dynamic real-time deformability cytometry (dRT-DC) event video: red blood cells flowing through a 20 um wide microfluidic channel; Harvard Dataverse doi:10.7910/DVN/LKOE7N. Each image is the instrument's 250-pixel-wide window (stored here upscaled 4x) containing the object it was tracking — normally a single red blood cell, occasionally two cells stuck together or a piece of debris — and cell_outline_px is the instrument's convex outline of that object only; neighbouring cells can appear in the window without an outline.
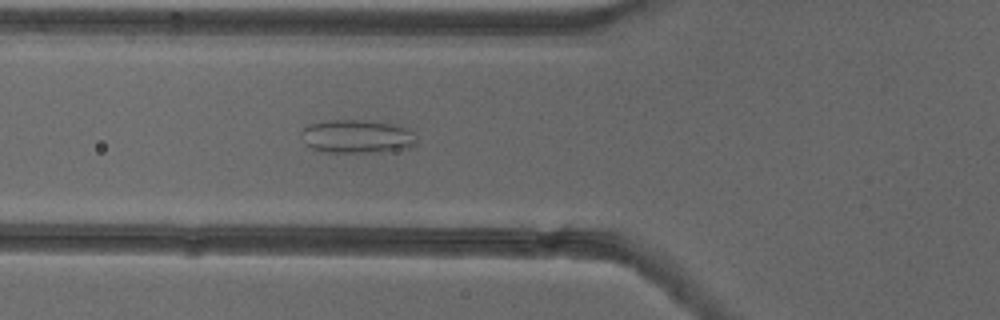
{"species": "common noctule bat (a hibernating species)", "species_latin": "Nyctalus noctula", "temperature_condition": "cold", "stored_images_in_passage": 53, "camera_frame_rate_fps": 3000, "um_per_image_px": 0.085, "animal": {"sex": "female"}, "frame": {"image": 1, "passage_image": 20, "time_ms": 6.333, "image_size_px": [1000, 320], "cell_outline_px": [[416, 144], [408, 148], [380, 152], [320, 152], [308, 148], [304, 144], [300, 132], [308, 124], [328, 120], [364, 120], [392, 124], [408, 128], [412, 132], [416, 140]], "centroid_in_image_um": [30.29, 11.61], "position_along_channel_um": 95.5, "area_um2": 22.72}}
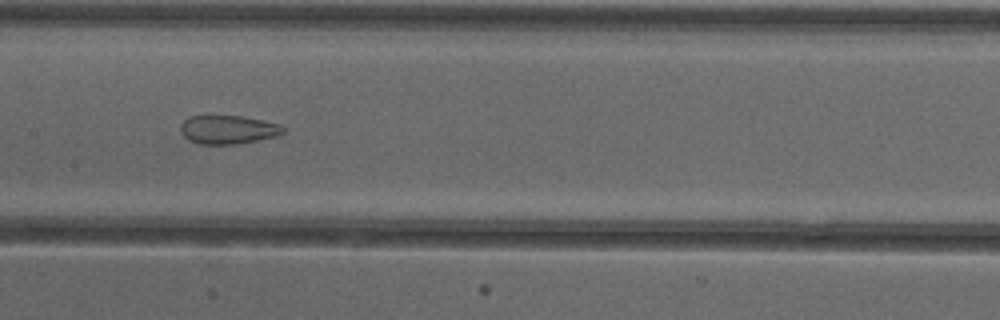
{"frame": {"image": 2, "passage_image": 27, "time_ms": 8.667, "image_size_px": [1000, 320], "cell_outline_px": [[284, 132], [280, 136], [236, 144], [196, 144], [188, 140], [180, 132], [180, 124], [188, 116], [240, 116], [264, 120], [280, 124], [284, 128]], "centroid_in_image_um": [19.38, 11.02], "position_along_channel_um": 188.0, "area_um2": 17.34}}
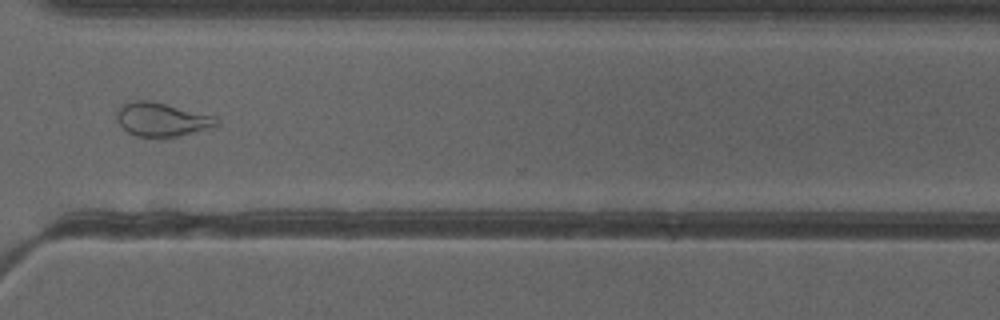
{"frame": {"image": 3, "passage_image": 40, "time_ms": 13.0, "image_size_px": [1000, 320], "cell_outline_px": [[220, 124], [192, 132], [176, 136], [136, 136], [128, 132], [116, 120], [116, 112], [124, 104], [136, 100], [152, 100], [216, 116], [220, 120]], "centroid_in_image_um": [13.75, 10.13], "position_along_channel_um": 356.8, "area_um2": 19.36}, "authors_computed_cell_mechanics": {"area_um2": 22.7154, "velocity_mm_per_s": 3.9101, "shape_relaxation_time_tau1_ms": null, "shape_relaxation_time_tau2_ms": 1.5112, "deformation_change_tau1": null, "deformation_change_tau2": 0.0956}}